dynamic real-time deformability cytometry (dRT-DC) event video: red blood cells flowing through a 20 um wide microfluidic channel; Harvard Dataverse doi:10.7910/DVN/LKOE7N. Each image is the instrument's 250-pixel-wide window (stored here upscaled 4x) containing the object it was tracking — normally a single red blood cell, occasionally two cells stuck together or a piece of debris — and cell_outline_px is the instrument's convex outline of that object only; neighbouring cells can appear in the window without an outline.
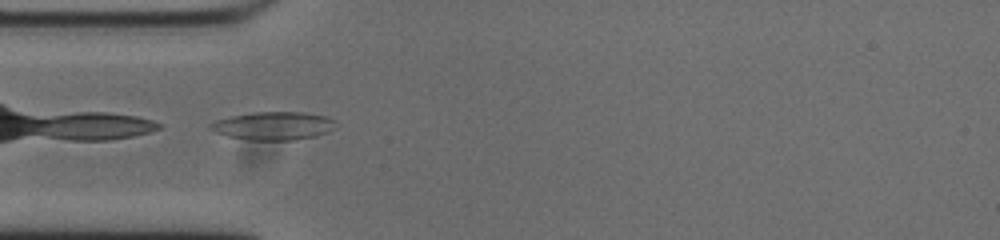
{"species": "common noctule bat (a hibernating species)", "species_latin": "Nyctalus noctula", "temperature_condition": "cold", "stored_images_in_passage": 37, "camera_frame_rate_fps": 3000, "um_per_image_px": 0.085, "animal": {"sex": "male", "body_mass_g": 20.0, "forearm_length_mm": 53.3}, "frame": {"image": 1, "passage_image": 1, "time_ms": 0.0, "image_size_px": [1000, 240], "cell_outline_px": [[336, 120], [332, 128], [328, 132], [316, 136], [292, 140], [248, 140], [228, 136], [216, 132], [208, 128], [208, 124], [216, 120], [228, 116], [252, 112], [304, 112], [324, 116]], "centroid_in_image_um": [23.19, 10.69], "position_along_channel_um": 61.8, "area_um2": 20.63}}
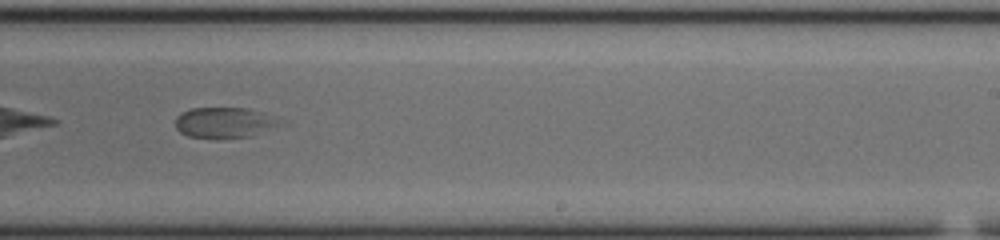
{"frame": {"image": 2, "passage_image": 18, "time_ms": 5.667, "image_size_px": [1000, 240], "cell_outline_px": [[288, 120], [248, 136], [188, 136], [180, 132], [176, 128], [176, 116], [180, 112], [192, 108], [248, 108], [264, 112]], "centroid_in_image_um": [19.08, 10.36], "position_along_channel_um": 269.9, "area_um2": 18.09}}
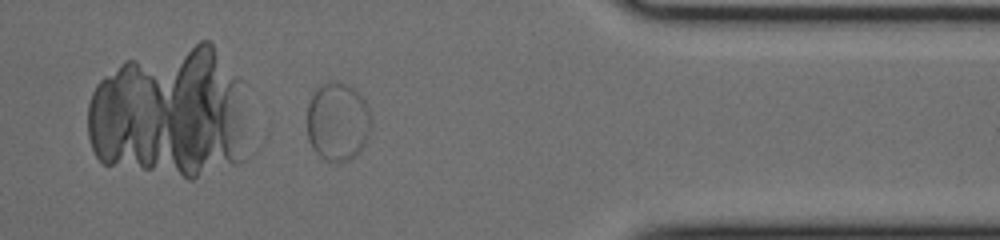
{"frame": {"image": 3, "passage_image": 29, "time_ms": 9.333, "image_size_px": [1000, 240], "cell_outline_px": [[372, 116], [368, 136], [364, 144], [356, 156], [348, 160], [328, 160], [320, 156], [312, 148], [308, 140], [308, 104], [316, 88], [320, 84], [328, 80], [336, 80], [348, 84], [364, 100]], "centroid_in_image_um": [28.7, 10.3], "position_along_channel_um": 382.7, "area_um2": 29.3}}